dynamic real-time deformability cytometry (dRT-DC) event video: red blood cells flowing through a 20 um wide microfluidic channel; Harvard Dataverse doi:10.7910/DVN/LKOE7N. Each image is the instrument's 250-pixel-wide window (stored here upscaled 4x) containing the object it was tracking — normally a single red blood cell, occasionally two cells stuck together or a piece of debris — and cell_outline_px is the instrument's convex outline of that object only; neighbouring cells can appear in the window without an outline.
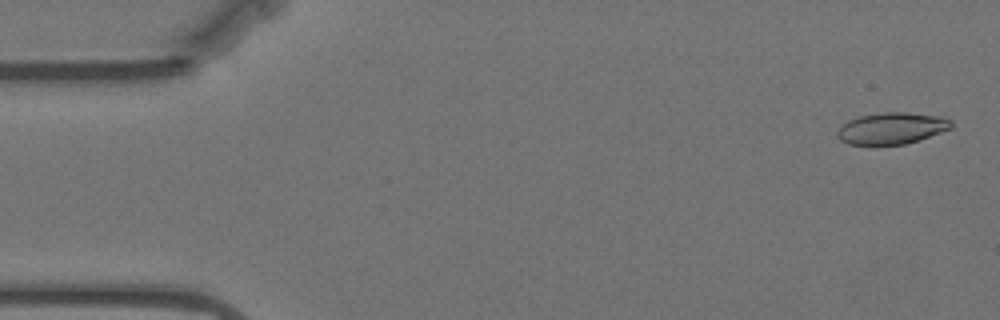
{"species": "Egyptian fruit bat (a non-hibernating species)", "species_latin": "Rousettus aegyptiacus", "temperature_condition": "warm", "stored_images_in_passage": 57, "camera_frame_rate_fps": 3000, "um_per_image_px": 0.085, "animal": {"sex": "female"}, "frame": {"image": 1, "passage_image": 2, "time_ms": 0.333, "image_size_px": [1000, 320], "cell_outline_px": [[952, 128], [904, 144], [872, 148], [848, 144], [840, 140], [836, 136], [836, 132], [848, 120], [860, 116], [884, 112], [904, 112], [944, 116], [952, 120]], "centroid_in_image_um": [75.74, 10.94], "position_along_channel_um": 9.3, "area_um2": 21.56}}
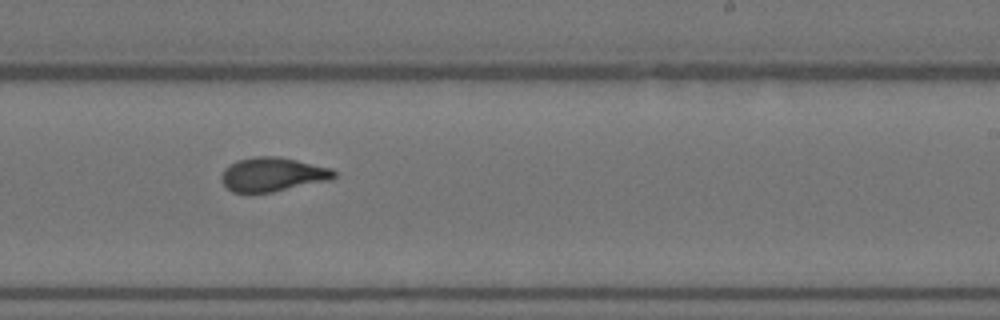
{"frame": {"image": 2, "passage_image": 34, "time_ms": 11.0, "image_size_px": [1000, 320], "cell_outline_px": [[336, 176], [332, 180], [272, 192], [232, 192], [220, 180], [220, 176], [224, 168], [236, 160], [256, 156], [276, 156], [296, 160], [332, 168], [336, 172]], "centroid_in_image_um": [23.18, 14.82], "position_along_channel_um": 265.8, "area_um2": 22.43}}
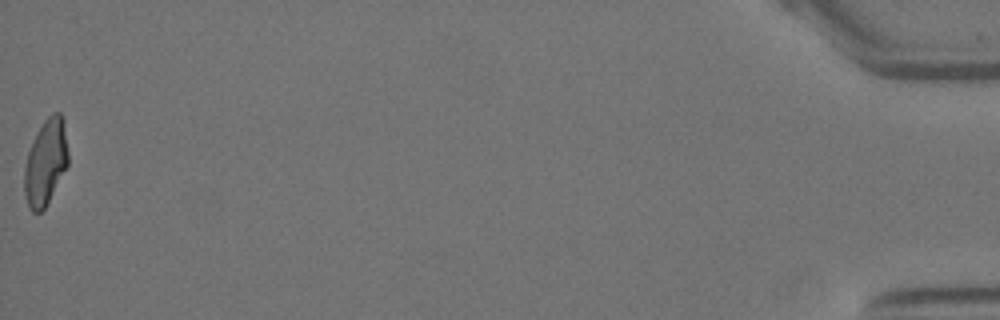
{"frame": {"image": 3, "passage_image": 57, "time_ms": 18.667, "image_size_px": [1000, 320], "cell_outline_px": [[68, 164], [44, 208], [40, 212], [32, 212], [28, 208], [24, 192], [24, 168], [28, 152], [44, 120], [52, 112], [60, 112], [64, 120], [68, 152]], "centroid_in_image_um": [3.88, 13.79], "position_along_channel_um": 431.3, "area_um2": 21.62}, "authors_computed_cell_mechanics": {"area_um2": 22.1374, "velocity_mm_per_s": 3.5262, "shape_relaxation_time_tau1_ms": 8.4554, "shape_relaxation_time_tau2_ms": 1.2526, "deformation_change_tau1": 0.2508, "deformation_change_tau2": 0.0714}}